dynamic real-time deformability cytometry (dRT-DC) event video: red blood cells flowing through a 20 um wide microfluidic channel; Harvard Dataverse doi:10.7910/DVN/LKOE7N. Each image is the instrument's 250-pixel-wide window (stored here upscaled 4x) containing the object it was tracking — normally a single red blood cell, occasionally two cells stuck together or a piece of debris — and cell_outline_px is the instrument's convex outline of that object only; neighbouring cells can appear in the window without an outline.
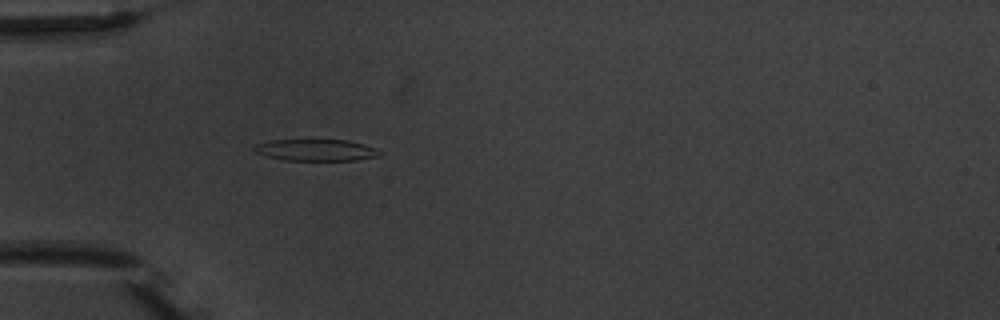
{"species": "common noctule bat (a hibernating species)", "species_latin": "Nyctalus noctula", "temperature_condition": "warm", "stored_images_in_passage": 1, "camera_frame_rate_fps": 3000, "um_per_image_px": 0.085, "animal": {"sex": "male", "body_mass_g": 20.1, "forearm_length_mm": 53.5}, "frame": {"image": 1, "passage_image": 1, "time_ms": 0.0, "image_size_px": [1000, 320], "cell_outline_px": [[384, 152], [380, 156], [356, 160], [284, 160], [264, 156], [252, 152], [252, 148], [256, 144], [268, 140], [348, 140], [364, 144], [376, 148]], "centroid_in_image_um": [26.84, 12.75], "position_along_channel_um": 58.2, "area_um2": 16.07}}